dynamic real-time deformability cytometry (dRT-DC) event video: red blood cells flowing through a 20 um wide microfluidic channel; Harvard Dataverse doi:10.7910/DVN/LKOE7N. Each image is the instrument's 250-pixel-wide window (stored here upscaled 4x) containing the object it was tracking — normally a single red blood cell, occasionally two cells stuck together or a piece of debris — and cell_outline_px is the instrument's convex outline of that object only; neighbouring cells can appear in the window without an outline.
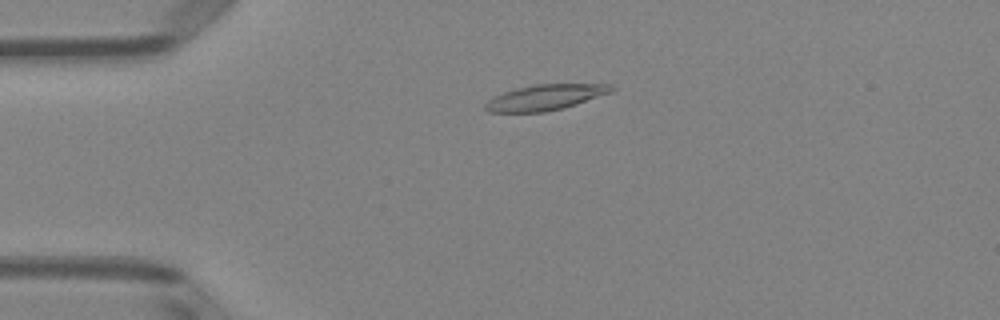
{"species": "Egyptian fruit bat (a non-hibernating species)", "species_latin": "Rousettus aegyptiacus", "temperature_condition": "room temperature", "stored_images_in_passage": 43, "camera_frame_rate_fps": 3000, "um_per_image_px": 0.085, "animal": {"sex": "female"}, "frame": {"image": 1, "passage_image": 4, "time_ms": 1.0, "image_size_px": [1000, 320], "cell_outline_px": [[616, 88], [612, 92], [564, 108], [544, 112], [488, 112], [484, 108], [484, 104], [488, 100], [504, 92], [516, 88], [536, 84], [612, 84]], "centroid_in_image_um": [46.37, 8.27], "position_along_channel_um": 38.6, "area_um2": 18.79}}
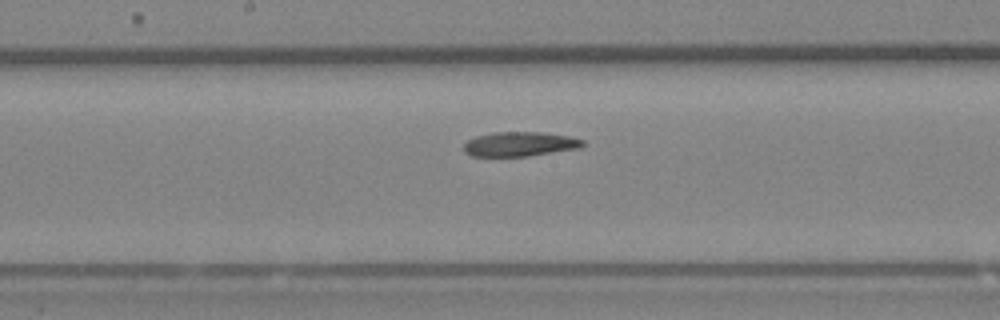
{"frame": {"image": 2, "passage_image": 19, "time_ms": 6.0, "image_size_px": [1000, 320], "cell_outline_px": [[584, 144], [580, 148], [528, 156], [472, 156], [464, 152], [464, 144], [468, 140], [476, 136], [492, 132], [540, 132], [568, 136], [584, 140]], "centroid_in_image_um": [44.17, 12.24], "position_along_channel_um": 204.0, "area_um2": 16.94}}
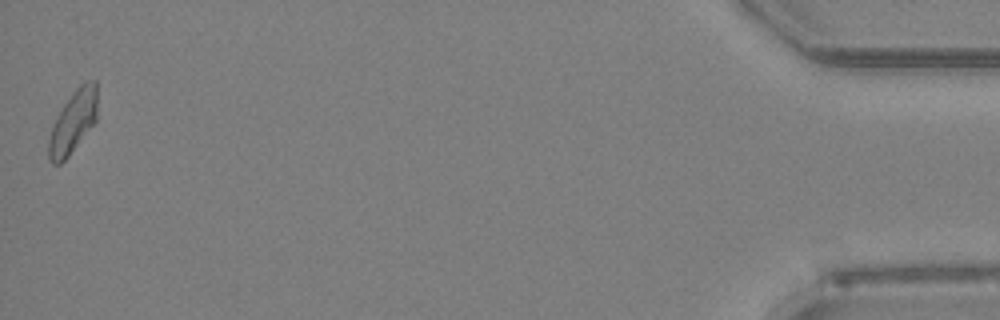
{"frame": {"image": 3, "passage_image": 43, "time_ms": 14.0, "image_size_px": [1000, 320], "cell_outline_px": [[96, 120], [68, 156], [60, 164], [52, 164], [48, 160], [48, 140], [52, 124], [56, 116], [64, 104], [76, 88], [84, 80], [96, 80]], "centroid_in_image_um": [6.17, 10.36], "position_along_channel_um": 429.0, "area_um2": 17.57}}